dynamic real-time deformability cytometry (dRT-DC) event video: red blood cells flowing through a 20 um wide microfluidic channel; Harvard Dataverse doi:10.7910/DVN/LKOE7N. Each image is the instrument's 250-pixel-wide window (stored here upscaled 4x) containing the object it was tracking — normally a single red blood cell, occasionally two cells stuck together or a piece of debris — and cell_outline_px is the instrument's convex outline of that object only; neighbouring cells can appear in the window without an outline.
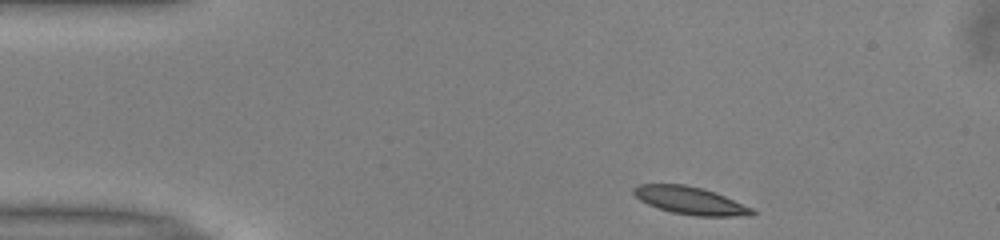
{"species": "common noctule bat (a hibernating species)", "species_latin": "Nyctalus noctula", "temperature_condition": "warm", "stored_images_in_passage": 44, "camera_frame_rate_fps": 3000, "um_per_image_px": 0.085, "animal": {"sex": "male", "body_mass_g": 13.0, "forearm_length_mm": 53.1}, "frame": {"image": 1, "passage_image": 1, "time_ms": 0.0, "image_size_px": [1000, 240], "cell_outline_px": [[756, 212], [752, 216], [696, 216], [672, 212], [648, 204], [640, 200], [632, 192], [632, 188], [640, 184], [684, 184], [700, 188], [724, 196], [752, 208]], "centroid_in_image_um": [58.66, 17.05], "position_along_channel_um": 26.3, "area_um2": 18.79}}
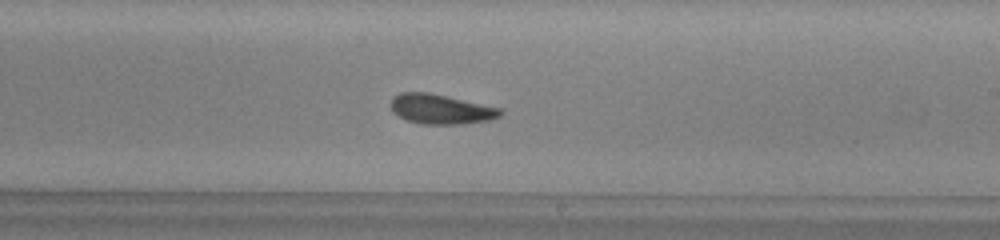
{"frame": {"image": 2, "passage_image": 23, "time_ms": 7.333, "image_size_px": [1000, 240], "cell_outline_px": [[504, 112], [500, 116], [488, 120], [460, 124], [420, 124], [408, 120], [392, 112], [388, 104], [392, 96], [400, 92], [428, 92], [500, 108]], "centroid_in_image_um": [37.4, 9.27], "position_along_channel_um": 251.6, "area_um2": 19.02}}
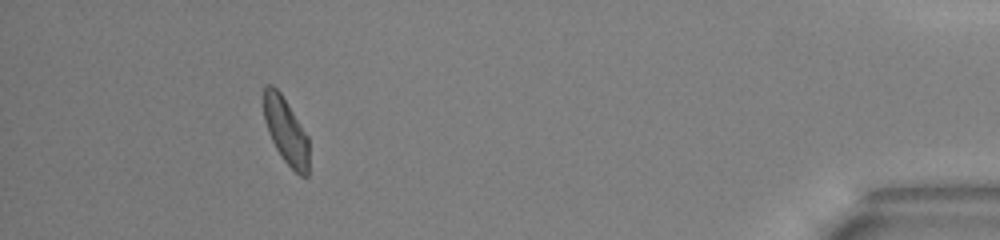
{"frame": {"image": 3, "passage_image": 40, "time_ms": 13.0, "image_size_px": [1000, 240], "cell_outline_px": [[308, 176], [300, 176], [284, 160], [276, 148], [268, 132], [264, 120], [264, 88], [268, 84], [272, 84], [280, 92], [308, 136]], "centroid_in_image_um": [24.3, 11.12], "position_along_channel_um": 410.9, "area_um2": 17.17}, "authors_computed_cell_mechanics": {"area_um2": 18.7272, "velocity_mm_per_s": 3.9491, "shape_relaxation_time_tau1_ms": 4.1926, "shape_relaxation_time_tau2_ms": 2.0886, "deformation_change_tau1": 0.1305, "deformation_change_tau2": 0.0865}}